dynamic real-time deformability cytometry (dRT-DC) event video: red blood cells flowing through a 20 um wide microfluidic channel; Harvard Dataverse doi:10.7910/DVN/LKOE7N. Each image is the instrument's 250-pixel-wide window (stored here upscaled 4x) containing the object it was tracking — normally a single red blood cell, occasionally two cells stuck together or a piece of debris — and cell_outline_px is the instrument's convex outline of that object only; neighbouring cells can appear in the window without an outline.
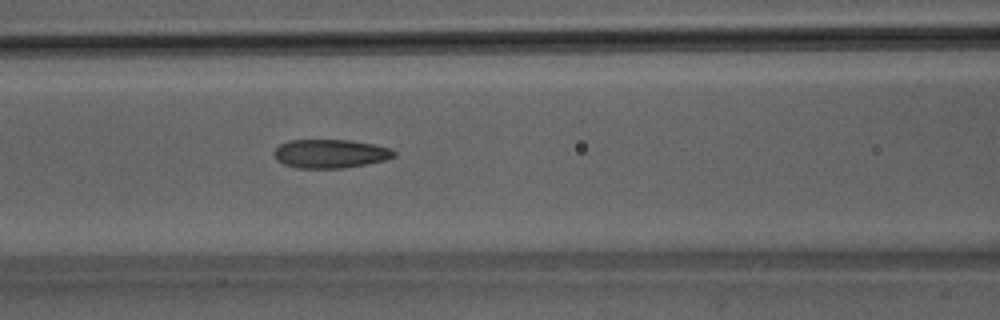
{"species": "Egyptian fruit bat (a non-hibernating species)", "species_latin": "Rousettus aegyptiacus", "temperature_condition": "room temperature", "stored_images_in_passage": 50, "camera_frame_rate_fps": 3000, "um_per_image_px": 0.085, "animal": {"sex": "male"}, "frame": {"image": 1, "passage_image": 22, "time_ms": 7.0, "image_size_px": [1000, 320], "cell_outline_px": [[396, 156], [384, 160], [344, 168], [296, 168], [284, 164], [276, 160], [272, 152], [280, 144], [288, 140], [348, 140], [372, 144], [392, 148], [396, 152]], "centroid_in_image_um": [28.05, 13.06], "position_along_channel_um": 138.6, "area_um2": 20.11}}
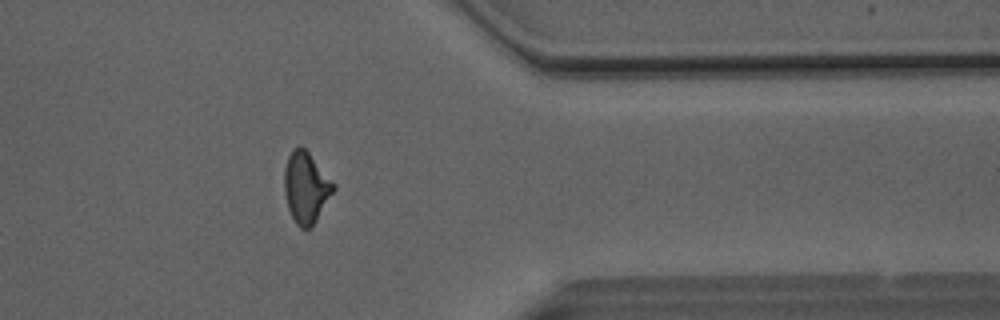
{"frame": {"image": 2, "passage_image": 41, "time_ms": 13.333, "image_size_px": [1000, 320], "cell_outline_px": [[336, 188], [312, 228], [300, 228], [296, 224], [288, 208], [284, 192], [284, 168], [288, 156], [292, 148], [300, 144], [308, 152], [336, 184]], "centroid_in_image_um": [26.01, 15.93], "position_along_channel_um": 385.4, "area_um2": 20.58}}
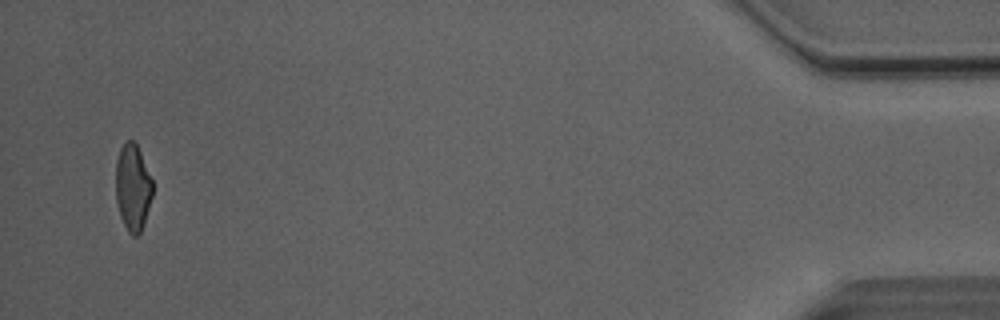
{"frame": {"image": 3, "passage_image": 49, "time_ms": 16.0, "image_size_px": [1000, 320], "cell_outline_px": [[152, 196], [144, 224], [140, 232], [136, 236], [132, 236], [128, 232], [120, 216], [116, 200], [116, 160], [120, 148], [128, 140], [132, 140], [136, 144], [140, 152], [152, 180]], "centroid_in_image_um": [11.28, 15.95], "position_along_channel_um": 423.9, "area_um2": 18.44}, "authors_computed_cell_mechanics": {"area_um2": 20.4034, "velocity_mm_per_s": 4.1152, "shape_relaxation_time_tau1_ms": 6.2106, "shape_relaxation_time_tau2_ms": 1.401, "deformation_change_tau1": 0.1709, "deformation_change_tau2": 0.0887}}